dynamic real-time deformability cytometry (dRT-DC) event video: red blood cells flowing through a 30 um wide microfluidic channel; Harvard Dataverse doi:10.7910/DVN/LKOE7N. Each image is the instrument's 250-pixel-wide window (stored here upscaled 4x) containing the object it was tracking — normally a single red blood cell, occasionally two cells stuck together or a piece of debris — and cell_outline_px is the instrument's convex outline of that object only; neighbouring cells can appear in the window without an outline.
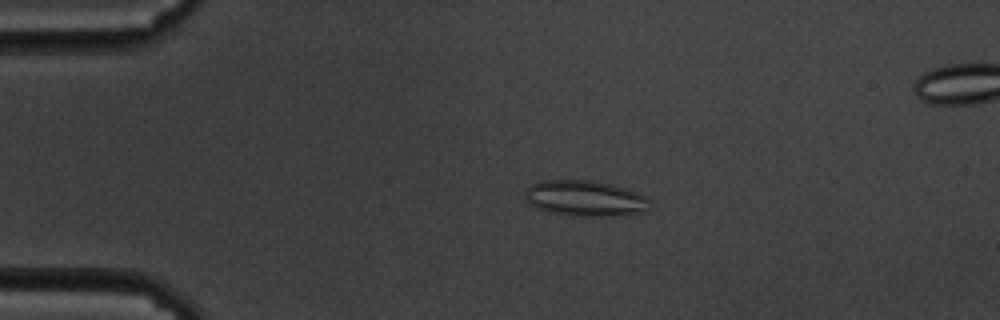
{"species": "common noctule bat (a hibernating species)", "species_latin": "Nyctalus noctula", "temperature_condition": "cold", "stored_images_in_passage": 59, "camera_frame_rate_fps": 3000, "um_per_image_px": 0.085, "animal": {"sex": "male", "body_mass_g": 19.5, "forearm_length_mm": 54.6}, "frame": {"image": 1, "passage_image": 13, "time_ms": 4.0, "image_size_px": [1000, 320], "cell_outline_px": [[648, 200], [644, 212], [616, 216], [572, 216], [544, 212], [528, 204], [524, 196], [528, 188], [532, 184], [540, 180], [588, 180], [612, 184], [624, 188], [644, 196]], "centroid_in_image_um": [49.64, 16.87], "position_along_channel_um": 35.4, "area_um2": 26.01}}
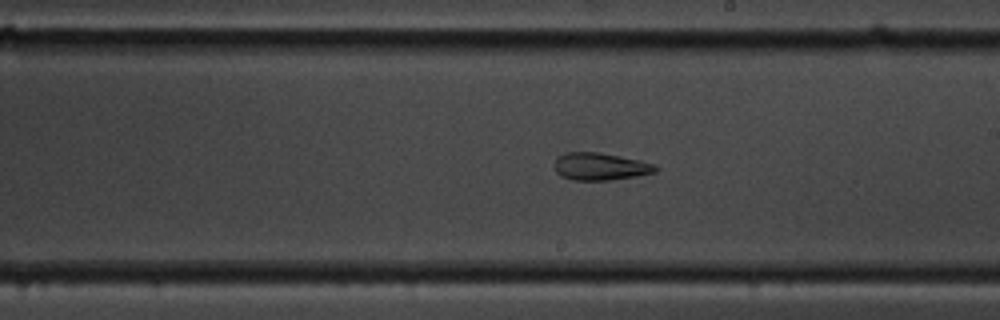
{"frame": {"image": 2, "passage_image": 34, "time_ms": 11.0, "image_size_px": [1000, 320], "cell_outline_px": [[660, 168], [656, 172], [636, 176], [608, 180], [572, 180], [560, 176], [556, 172], [552, 164], [556, 156], [568, 152], [596, 152], [620, 156], [640, 160], [656, 164]], "centroid_in_image_um": [51.0, 14.15], "position_along_channel_um": 238.0, "area_um2": 16.42}}
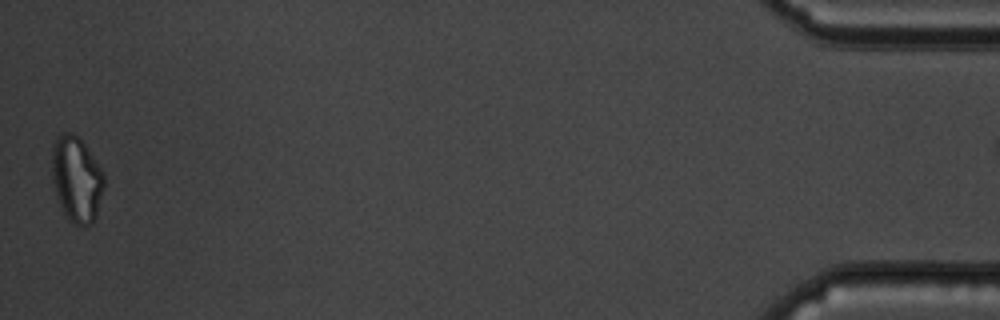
{"frame": {"image": 3, "passage_image": 58, "time_ms": 19.0, "image_size_px": [1000, 320], "cell_outline_px": [[104, 188], [96, 216], [92, 224], [76, 224], [68, 220], [60, 204], [52, 180], [52, 144], [56, 136], [64, 132], [68, 132], [80, 136], [104, 172]], "centroid_in_image_um": [6.51, 15.17], "position_along_channel_um": 428.7, "area_um2": 26.18}}